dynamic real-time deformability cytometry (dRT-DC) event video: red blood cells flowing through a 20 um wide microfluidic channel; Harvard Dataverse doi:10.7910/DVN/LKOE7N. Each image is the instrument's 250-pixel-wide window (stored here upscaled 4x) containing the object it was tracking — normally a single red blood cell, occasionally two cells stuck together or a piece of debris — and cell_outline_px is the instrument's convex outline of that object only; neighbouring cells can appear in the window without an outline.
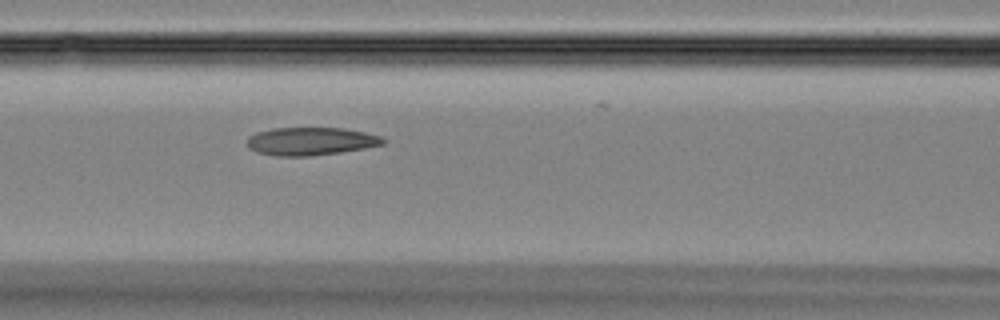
{"species": "Egyptian fruit bat (a non-hibernating species)", "species_latin": "Rousettus aegyptiacus", "temperature_condition": "room temperature", "stored_images_in_passage": 39, "camera_frame_rate_fps": 3000, "um_per_image_px": 0.085, "animal": {"sex": "female"}, "frame": {"image": 1, "passage_image": 20, "time_ms": 6.333, "image_size_px": [1000, 320], "cell_outline_px": [[388, 140], [384, 144], [364, 148], [340, 152], [308, 156], [276, 156], [256, 152], [248, 148], [248, 136], [256, 132], [272, 128], [344, 128], [364, 132], [380, 136]], "centroid_in_image_um": [26.4, 12.0], "position_along_channel_um": 140.2, "area_um2": 22.2}}
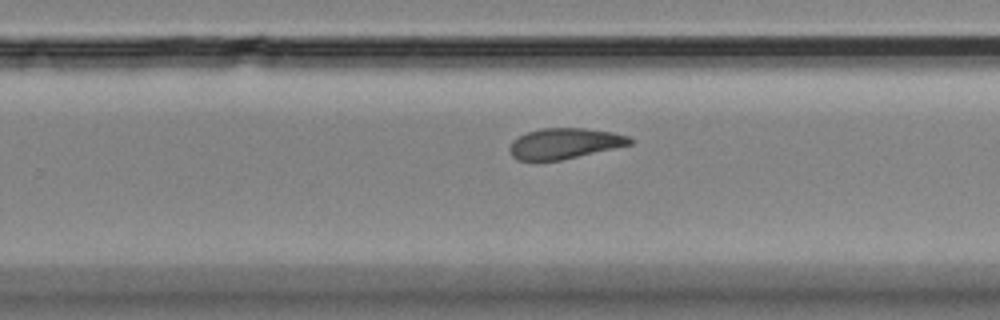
{"frame": {"image": 2, "passage_image": 30, "time_ms": 9.667, "image_size_px": [1000, 320], "cell_outline_px": [[632, 144], [616, 148], [560, 160], [536, 164], [516, 160], [508, 152], [508, 148], [512, 140], [528, 132], [540, 128], [584, 128], [612, 132], [628, 136], [632, 140]], "centroid_in_image_um": [47.89, 12.24], "position_along_channel_um": 281.9, "area_um2": 22.08}}
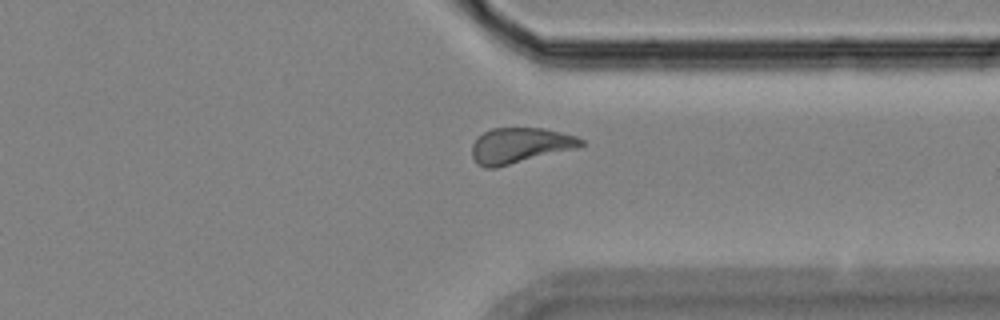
{"frame": {"image": 3, "passage_image": 36, "time_ms": 11.667, "image_size_px": [1000, 320], "cell_outline_px": [[584, 144], [580, 148], [496, 168], [484, 168], [476, 164], [472, 156], [472, 144], [476, 136], [492, 128], [544, 128], [576, 136], [584, 140]], "centroid_in_image_um": [44.19, 12.38], "position_along_channel_um": 367.2, "area_um2": 23.0}}